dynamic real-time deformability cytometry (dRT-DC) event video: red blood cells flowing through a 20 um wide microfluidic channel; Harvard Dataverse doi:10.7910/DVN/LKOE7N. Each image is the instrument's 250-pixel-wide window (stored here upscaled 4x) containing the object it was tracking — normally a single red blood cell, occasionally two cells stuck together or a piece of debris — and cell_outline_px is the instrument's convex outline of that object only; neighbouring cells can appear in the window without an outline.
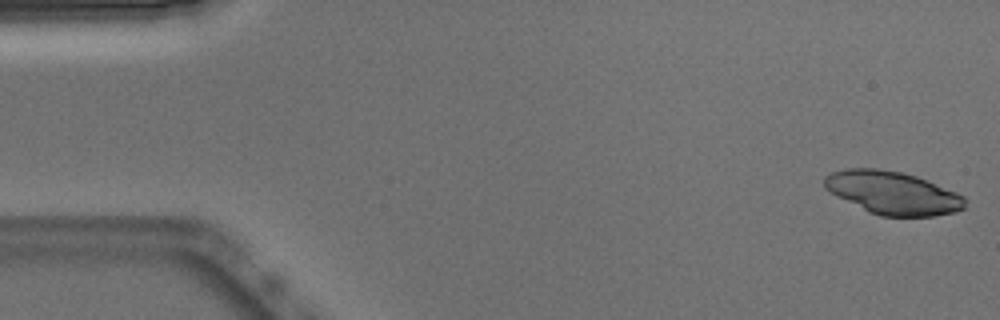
{"species": "Egyptian fruit bat (a non-hibernating species)", "species_latin": "Rousettus aegyptiacus", "temperature_condition": "warm", "stored_images_in_passage": 50, "camera_frame_rate_fps": 3000, "um_per_image_px": 0.085, "animal": {"sex": "male"}, "frame": {"image": 1, "passage_image": 1, "time_ms": 0.0, "image_size_px": [1000, 320], "cell_outline_px": [[964, 208], [952, 212], [932, 216], [880, 216], [868, 212], [824, 188], [824, 176], [832, 172], [844, 168], [880, 168], [900, 172], [916, 176], [956, 192], [964, 196]], "centroid_in_image_um": [75.85, 16.38], "position_along_channel_um": 9.2, "area_um2": 34.85}}